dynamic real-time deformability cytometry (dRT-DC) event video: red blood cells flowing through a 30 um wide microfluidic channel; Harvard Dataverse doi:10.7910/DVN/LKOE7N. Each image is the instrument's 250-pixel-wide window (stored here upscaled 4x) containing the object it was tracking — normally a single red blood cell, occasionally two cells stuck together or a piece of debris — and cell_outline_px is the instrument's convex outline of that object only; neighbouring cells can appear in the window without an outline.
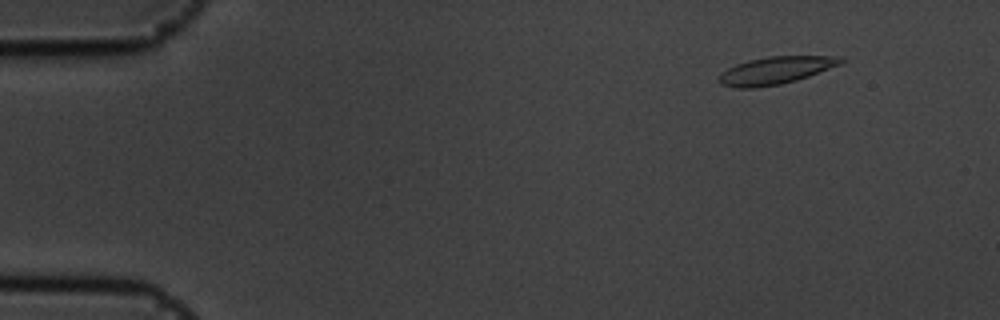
{"species": "common noctule bat (a hibernating species)", "species_latin": "Nyctalus noctula", "temperature_condition": "cold", "stored_images_in_passage": 56, "camera_frame_rate_fps": 3000, "um_per_image_px": 0.085, "animal": {"sex": "male", "body_mass_g": 19.5, "forearm_length_mm": 54.6}, "frame": {"image": 1, "passage_image": 6, "time_ms": 1.667, "image_size_px": [1000, 320], "cell_outline_px": [[844, 60], [840, 64], [808, 76], [796, 80], [780, 84], [756, 88], [736, 88], [720, 84], [720, 72], [736, 64], [748, 60], [768, 56], [844, 56]], "centroid_in_image_um": [65.91, 5.98], "position_along_channel_um": 19.1, "area_um2": 19.42}}
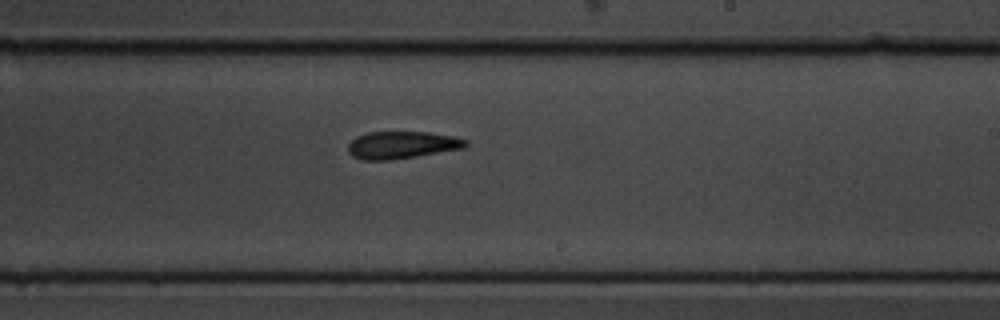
{"frame": {"image": 2, "passage_image": 34, "time_ms": 11.0, "image_size_px": [1000, 320], "cell_outline_px": [[468, 144], [464, 148], [392, 160], [364, 160], [352, 156], [348, 152], [348, 144], [356, 136], [368, 132], [428, 132], [456, 136], [464, 140]], "centroid_in_image_um": [34.13, 12.32], "position_along_channel_um": 254.9, "area_um2": 18.73}}
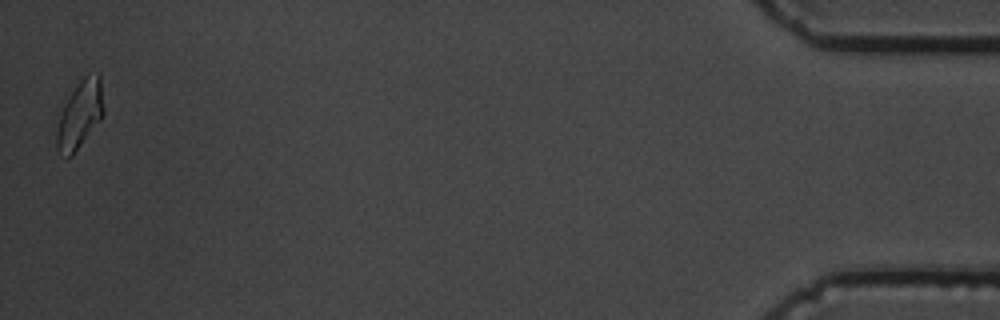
{"frame": {"image": 3, "passage_image": 56, "time_ms": 18.333, "image_size_px": [1000, 320], "cell_outline_px": [[104, 112], [100, 120], [72, 156], [68, 156], [56, 152], [56, 132], [60, 116], [64, 104], [80, 80], [88, 72], [100, 76], [104, 108]], "centroid_in_image_um": [6.79, 9.74], "position_along_channel_um": 428.4, "area_um2": 18.26}, "authors_computed_cell_mechanics": {"area_um2": 19.074, "velocity_mm_per_s": 3.5663, "shape_relaxation_time_tau1_ms": 2.6902, "shape_relaxation_time_tau2_ms": 3.831, "deformation_change_tau1": 0.1494, "deformation_change_tau2": 0.1193}}